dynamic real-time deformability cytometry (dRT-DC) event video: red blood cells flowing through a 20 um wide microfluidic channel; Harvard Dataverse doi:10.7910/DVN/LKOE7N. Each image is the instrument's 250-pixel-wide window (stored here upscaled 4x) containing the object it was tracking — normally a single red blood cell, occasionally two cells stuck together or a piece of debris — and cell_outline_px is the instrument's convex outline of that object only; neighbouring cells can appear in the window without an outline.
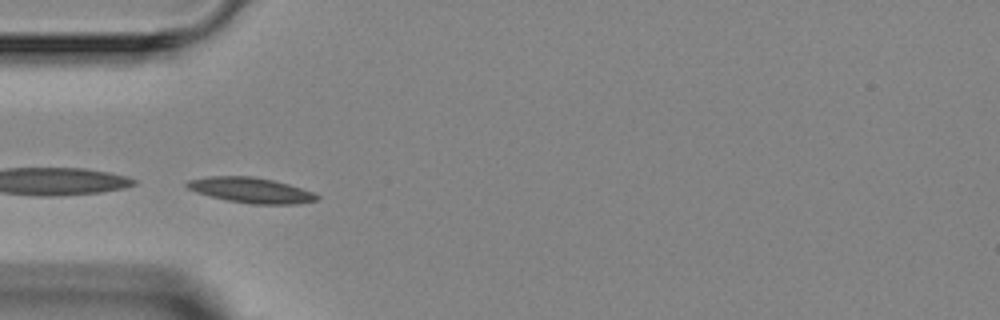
{"species": "Egyptian fruit bat (a non-hibernating species)", "species_latin": "Rousettus aegyptiacus", "temperature_condition": "room temperature", "stored_images_in_passage": 3, "camera_frame_rate_fps": 3000, "um_per_image_px": 0.085, "animal": {"sex": "female"}, "frame": {"image": 1, "passage_image": 3, "time_ms": 2.333, "image_size_px": [1000, 320], "cell_outline_px": [[320, 196], [316, 200], [296, 204], [252, 204], [228, 200], [196, 192], [188, 188], [184, 184], [188, 180], [208, 176], [252, 176], [272, 180], [288, 184], [312, 192]], "centroid_in_image_um": [21.3, 16.16], "position_along_channel_um": 63.7, "area_um2": 18.96}}